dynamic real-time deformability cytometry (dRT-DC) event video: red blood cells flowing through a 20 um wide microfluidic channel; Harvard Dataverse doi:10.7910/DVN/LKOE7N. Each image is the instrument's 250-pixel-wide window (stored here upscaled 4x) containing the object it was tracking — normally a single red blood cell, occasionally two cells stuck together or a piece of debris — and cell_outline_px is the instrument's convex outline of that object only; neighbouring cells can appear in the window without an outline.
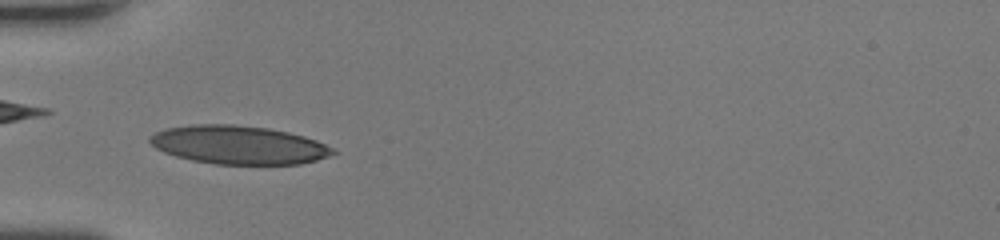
{"species": "human", "species_latin": "Homo sapiens", "temperature_condition": "room temperature", "stored_images_in_passage": 35, "camera_frame_rate_fps": 3000, "um_per_image_px": 0.085, "donor": {"sex": "female"}, "frame": {"image": 1, "passage_image": 3, "time_ms": 0.667, "image_size_px": [1000, 240], "cell_outline_px": [[340, 152], [316, 160], [300, 164], [216, 164], [192, 160], [176, 156], [164, 152], [156, 148], [148, 140], [148, 136], [164, 128], [192, 124], [232, 124], [268, 128], [288, 132], [304, 136], [316, 140]], "centroid_in_image_um": [20.27, 12.31], "position_along_channel_um": 64.7, "area_um2": 41.1}}
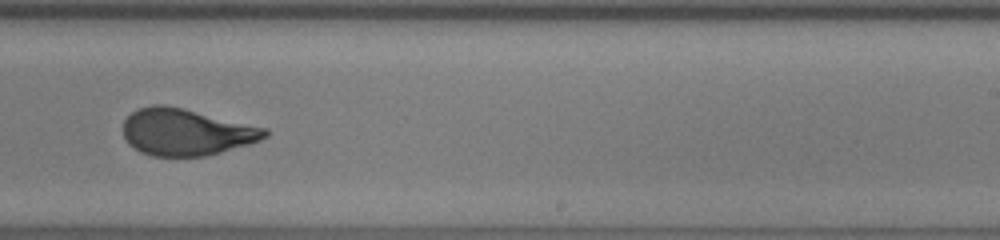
{"frame": {"image": 2, "passage_image": 18, "time_ms": 5.667, "image_size_px": [1000, 240], "cell_outline_px": [[268, 136], [260, 140], [248, 144], [220, 152], [204, 156], [152, 156], [140, 152], [128, 144], [124, 136], [124, 120], [136, 108], [152, 104], [164, 104], [184, 108], [268, 128]], "centroid_in_image_um": [15.81, 11.21], "position_along_channel_um": 273.2, "area_um2": 38.78}}
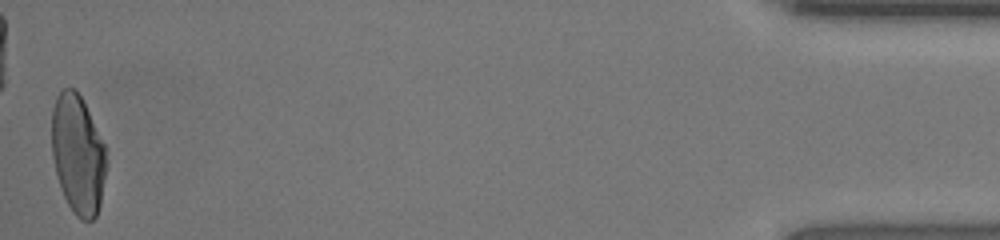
{"frame": {"image": 3, "passage_image": 35, "time_ms": 11.333, "image_size_px": [1000, 240], "cell_outline_px": [[104, 176], [100, 204], [96, 216], [92, 220], [80, 220], [76, 216], [68, 204], [60, 188], [52, 156], [52, 108], [56, 96], [64, 88], [76, 88], [104, 144]], "centroid_in_image_um": [6.58, 13.12], "position_along_channel_um": 428.6, "area_um2": 37.28}, "authors_computed_cell_mechanics": {"area_um2": 39.015, "velocity_mm_per_s": 4.2812, "shape_relaxation_time_tau1_ms": 5.19, "shape_relaxation_time_tau2_ms": 0.6735, "deformation_change_tau1": 0.2053, "deformation_change_tau2": 0.0646}}